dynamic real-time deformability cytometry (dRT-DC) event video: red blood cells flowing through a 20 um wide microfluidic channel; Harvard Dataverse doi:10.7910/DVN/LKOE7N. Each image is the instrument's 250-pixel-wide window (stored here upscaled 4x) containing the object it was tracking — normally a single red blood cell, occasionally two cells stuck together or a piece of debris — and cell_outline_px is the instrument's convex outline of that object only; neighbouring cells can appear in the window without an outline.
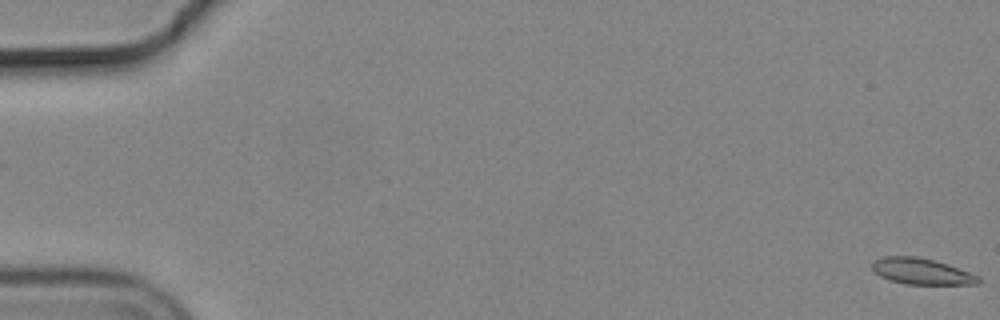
{"species": "common noctule bat (a hibernating species)", "species_latin": "Nyctalus noctula", "temperature_condition": "cold", "stored_images_in_passage": 57, "camera_frame_rate_fps": 3000, "um_per_image_px": 0.085, "animal": {"sex": "male", "body_mass_g": 19.2, "forearm_length_mm": 51.8}, "frame": {"image": 1, "passage_image": 1, "time_ms": 0.0, "image_size_px": [1000, 320], "cell_outline_px": [[980, 284], [904, 284], [880, 276], [872, 268], [872, 264], [876, 260], [884, 256], [916, 256], [936, 260], [948, 264], [980, 276]], "centroid_in_image_um": [78.37, 23.06], "position_along_channel_um": 6.6, "area_um2": 16.13}}
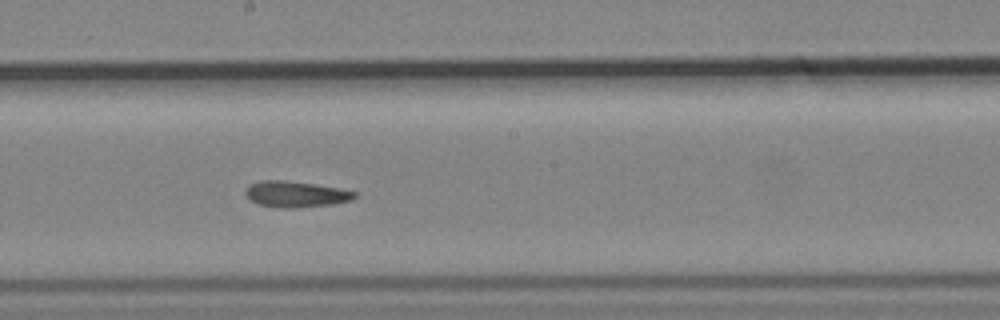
{"frame": {"image": 2, "passage_image": 32, "time_ms": 10.333, "image_size_px": [1000, 320], "cell_outline_px": [[356, 196], [352, 200], [332, 204], [296, 208], [284, 208], [260, 204], [252, 200], [244, 192], [252, 184], [260, 180], [284, 180], [340, 188], [356, 192]], "centroid_in_image_um": [25.18, 16.5], "position_along_channel_um": 223.0, "area_um2": 16.24}}
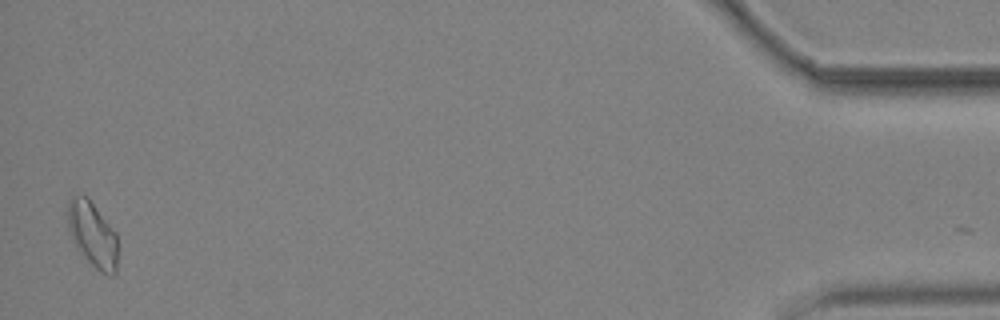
{"frame": {"image": 3, "passage_image": 56, "time_ms": 18.333, "image_size_px": [1000, 320], "cell_outline_px": [[116, 276], [108, 276], [100, 272], [76, 248], [72, 240], [68, 228], [68, 200], [72, 196], [88, 196], [116, 232]], "centroid_in_image_um": [7.86, 19.93], "position_along_channel_um": 427.3, "area_um2": 19.02}, "authors_computed_cell_mechanics": {"area_um2": 16.4152, "velocity_mm_per_s": 3.6785, "shape_relaxation_time_tau1_ms": null, "shape_relaxation_time_tau2_ms": 6.6249, "deformation_change_tau1": null, "deformation_change_tau2": 0.1257}}